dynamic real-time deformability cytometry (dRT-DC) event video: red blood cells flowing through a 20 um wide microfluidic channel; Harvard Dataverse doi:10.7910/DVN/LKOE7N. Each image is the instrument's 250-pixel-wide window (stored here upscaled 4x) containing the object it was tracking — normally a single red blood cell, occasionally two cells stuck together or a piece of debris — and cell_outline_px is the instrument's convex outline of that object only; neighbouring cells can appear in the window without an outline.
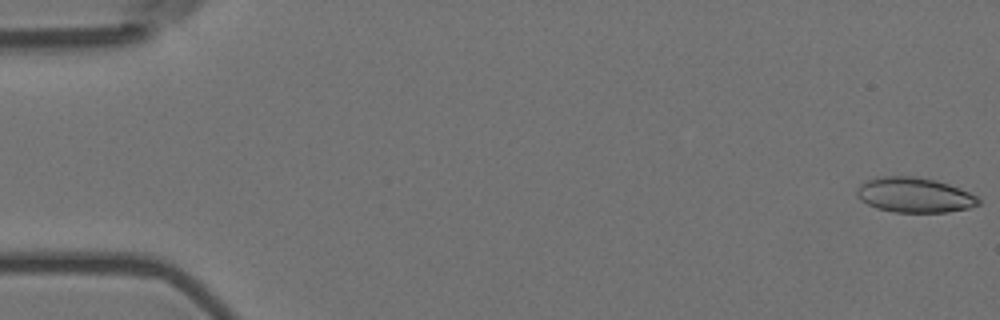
{"species": "Egyptian fruit bat (a non-hibernating species)", "species_latin": "Rousettus aegyptiacus", "temperature_condition": "room temperature", "stored_images_in_passage": 13, "camera_frame_rate_fps": 3000, "um_per_image_px": 0.085, "animal": {"sex": "female"}, "frame": {"image": 1, "passage_image": 1, "time_ms": 0.0, "image_size_px": [1000, 320], "cell_outline_px": [[980, 204], [968, 208], [948, 212], [896, 212], [876, 208], [860, 200], [856, 196], [856, 188], [860, 184], [876, 176], [916, 176], [936, 180], [960, 188], [976, 196], [980, 200]], "centroid_in_image_um": [77.7, 16.57], "position_along_channel_um": 7.3, "area_um2": 24.91}}